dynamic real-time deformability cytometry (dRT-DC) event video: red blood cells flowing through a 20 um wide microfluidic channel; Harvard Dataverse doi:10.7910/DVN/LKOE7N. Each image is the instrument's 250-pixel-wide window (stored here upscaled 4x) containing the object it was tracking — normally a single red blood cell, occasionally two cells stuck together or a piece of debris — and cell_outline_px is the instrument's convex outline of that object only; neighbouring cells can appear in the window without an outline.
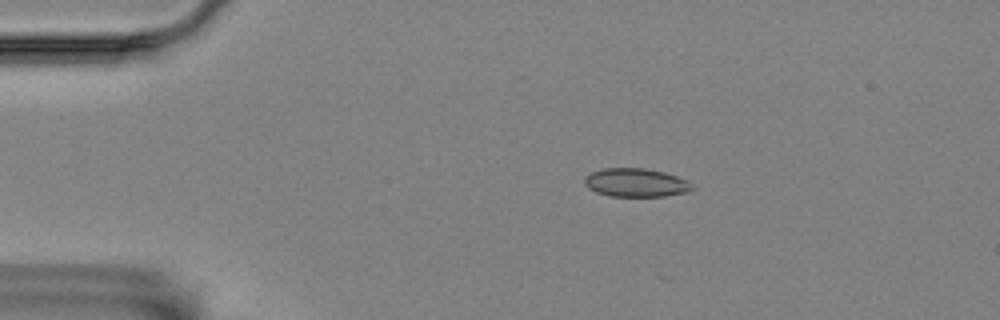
{"species": "Egyptian fruit bat (a non-hibernating species)", "species_latin": "Rousettus aegyptiacus", "temperature_condition": "room temperature", "stored_images_in_passage": 7, "camera_frame_rate_fps": 3000, "um_per_image_px": 0.085, "animal": {"sex": "female"}, "frame": {"image": 1, "passage_image": 3, "time_ms": 0.667, "image_size_px": [1000, 320], "cell_outline_px": [[692, 188], [684, 192], [664, 196], [612, 196], [596, 192], [588, 188], [584, 184], [584, 176], [592, 172], [604, 168], [644, 168], [664, 172], [688, 180], [692, 184]], "centroid_in_image_um": [54.01, 15.51], "position_along_channel_um": 31.0, "area_um2": 17.74}}